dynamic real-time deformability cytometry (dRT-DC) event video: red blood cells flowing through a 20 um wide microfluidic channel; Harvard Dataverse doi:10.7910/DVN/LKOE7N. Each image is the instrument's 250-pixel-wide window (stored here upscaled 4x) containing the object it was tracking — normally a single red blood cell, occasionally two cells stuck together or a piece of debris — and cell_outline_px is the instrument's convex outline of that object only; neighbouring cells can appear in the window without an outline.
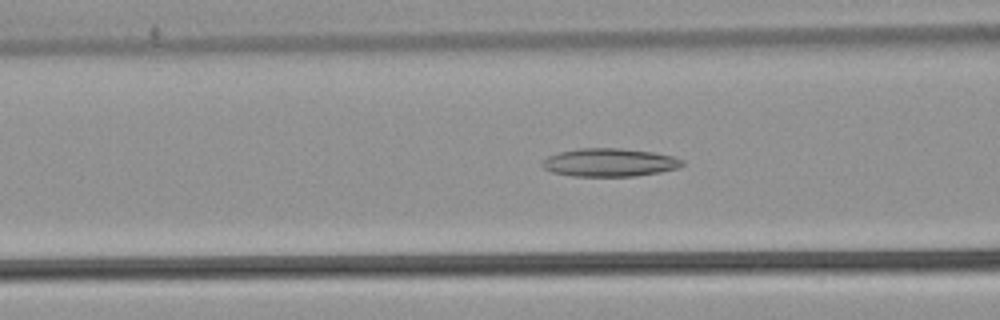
{"species": "common noctule bat (a hibernating species)", "species_latin": "Nyctalus noctula", "temperature_condition": "warm", "stored_images_in_passage": 44, "camera_frame_rate_fps": 3000, "um_per_image_px": 0.085, "animal": {"sex": "male", "body_mass_g": 21.5, "forearm_length_mm": 52.0}, "frame": {"image": 1, "passage_image": 16, "time_ms": 5.0, "image_size_px": [1000, 320], "cell_outline_px": [[684, 164], [680, 168], [660, 172], [636, 176], [572, 176], [552, 172], [544, 168], [540, 164], [548, 156], [560, 152], [576, 148], [620, 148], [652, 152], [672, 156], [684, 160]], "centroid_in_image_um": [51.82, 13.81], "position_along_channel_um": 114.8, "area_um2": 23.06}}
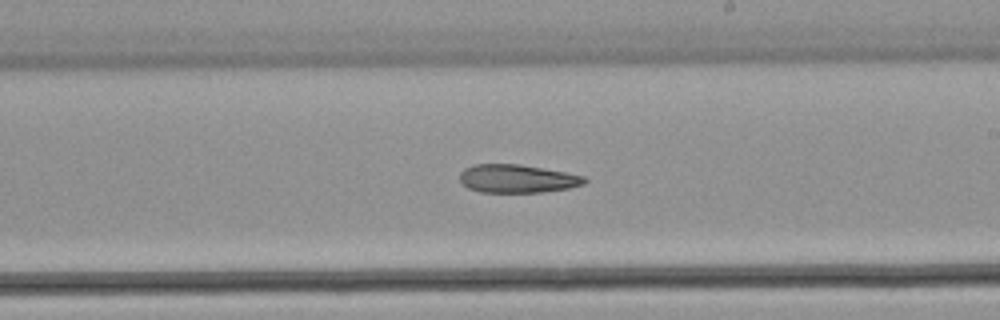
{"frame": {"image": 2, "passage_image": 26, "time_ms": 8.333, "image_size_px": [1000, 320], "cell_outline_px": [[588, 180], [584, 184], [568, 188], [544, 192], [480, 192], [468, 188], [460, 180], [460, 172], [464, 168], [472, 164], [520, 164], [564, 172], [584, 176]], "centroid_in_image_um": [43.95, 15.18], "position_along_channel_um": 245.1, "area_um2": 20.52}}
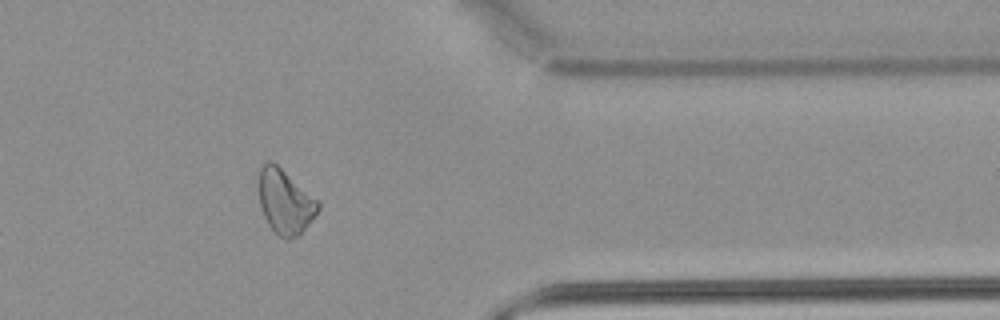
{"frame": {"image": 3, "passage_image": 38, "time_ms": 12.333, "image_size_px": [1000, 320], "cell_outline_px": [[320, 208], [312, 220], [300, 236], [288, 240], [280, 236], [268, 224], [264, 216], [260, 204], [256, 188], [256, 184], [260, 168], [268, 160], [272, 160], [316, 200], [320, 204]], "centroid_in_image_um": [24.18, 17.15], "position_along_channel_um": 387.2, "area_um2": 22.31}}